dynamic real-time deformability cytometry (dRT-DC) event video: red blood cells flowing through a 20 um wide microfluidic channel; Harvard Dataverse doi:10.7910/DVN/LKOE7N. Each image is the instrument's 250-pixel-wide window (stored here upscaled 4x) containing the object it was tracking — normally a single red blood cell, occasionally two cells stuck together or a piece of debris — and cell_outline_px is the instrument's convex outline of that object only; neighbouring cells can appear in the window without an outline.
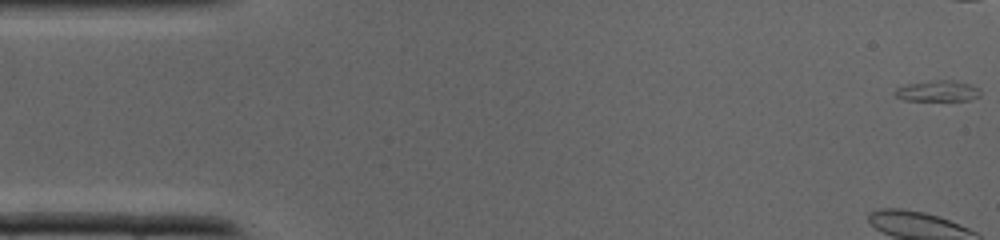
{"species": "common noctule bat (a hibernating species)", "species_latin": "Nyctalus noctula", "temperature_condition": "cold", "stored_images_in_passage": 30, "camera_frame_rate_fps": 3000, "um_per_image_px": 0.085, "animal": {"sex": "male", "body_mass_g": 19.0, "forearm_length_mm": 50.8}, "frame": {"image": 1, "passage_image": 1, "time_ms": 0.0, "image_size_px": [1000, 240], "cell_outline_px": [[980, 96], [968, 100], [904, 100], [896, 96], [896, 88], [908, 84], [936, 80], [948, 80], [968, 84], [980, 88]], "centroid_in_image_um": [79.73, 7.74], "position_along_channel_um": 5.3, "area_um2": 10.12}}